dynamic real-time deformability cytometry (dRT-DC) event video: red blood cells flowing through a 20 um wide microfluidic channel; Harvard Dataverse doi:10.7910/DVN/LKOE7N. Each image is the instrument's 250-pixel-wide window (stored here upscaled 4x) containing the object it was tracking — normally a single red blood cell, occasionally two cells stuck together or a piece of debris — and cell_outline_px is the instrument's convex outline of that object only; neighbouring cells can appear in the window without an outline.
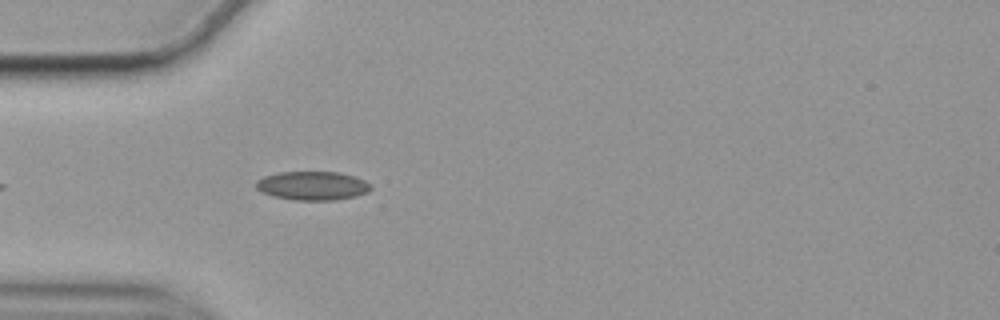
{"species": "common noctule bat (a hibernating species)", "species_latin": "Nyctalus noctula", "temperature_condition": "cold", "stored_images_in_passage": 29, "camera_frame_rate_fps": 3000, "um_per_image_px": 0.085, "animal": {"sex": "female", "body_mass_g": 19.9}, "frame": {"image": 1, "passage_image": 5, "time_ms": 1.333, "image_size_px": [1000, 320], "cell_outline_px": [[372, 188], [368, 192], [356, 196], [332, 200], [296, 200], [272, 196], [260, 192], [256, 188], [256, 180], [264, 176], [280, 172], [340, 172], [364, 180], [372, 184]], "centroid_in_image_um": [26.55, 15.79], "position_along_channel_um": 58.4, "area_um2": 19.31}}